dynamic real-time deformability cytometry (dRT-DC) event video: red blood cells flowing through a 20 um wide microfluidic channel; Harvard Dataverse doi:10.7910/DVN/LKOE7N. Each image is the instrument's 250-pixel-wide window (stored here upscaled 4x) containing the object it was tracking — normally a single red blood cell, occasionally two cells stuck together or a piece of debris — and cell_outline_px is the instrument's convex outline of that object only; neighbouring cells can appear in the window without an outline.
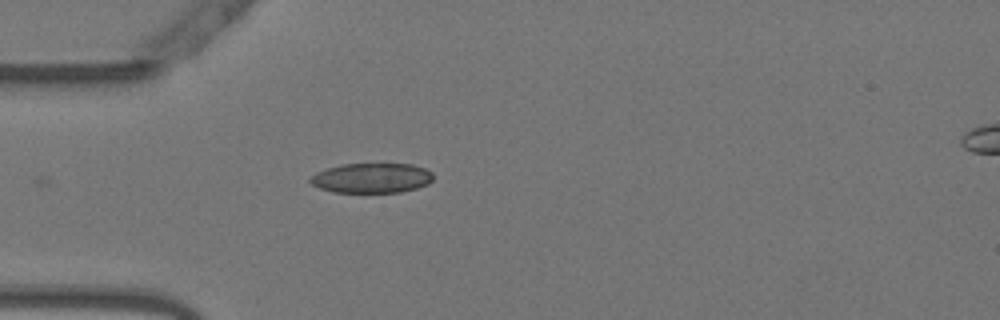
{"species": "Egyptian fruit bat (a non-hibernating species)", "species_latin": "Rousettus aegyptiacus", "temperature_condition": "warm", "stored_images_in_passage": 38, "camera_frame_rate_fps": 3000, "um_per_image_px": 0.085, "animal": {"sex": "female"}, "frame": {"image": 1, "passage_image": 1, "time_ms": 0.0, "image_size_px": [1000, 320], "cell_outline_px": [[432, 180], [428, 184], [416, 188], [400, 192], [332, 192], [320, 188], [312, 184], [308, 180], [308, 176], [316, 172], [328, 168], [344, 164], [412, 164], [424, 168], [432, 172]], "centroid_in_image_um": [31.56, 15.13], "position_along_channel_um": 53.4, "area_um2": 21.39}}
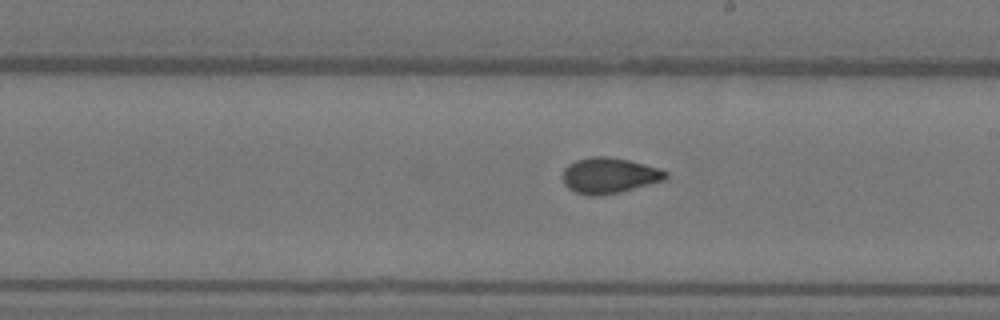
{"frame": {"image": 2, "passage_image": 16, "time_ms": 5.0, "image_size_px": [1000, 320], "cell_outline_px": [[668, 176], [664, 180], [620, 192], [600, 196], [588, 196], [576, 192], [568, 188], [564, 184], [564, 168], [568, 164], [576, 160], [592, 156], [608, 156], [628, 160], [660, 168], [668, 172]], "centroid_in_image_um": [51.78, 14.92], "position_along_channel_um": 237.2, "area_um2": 21.44}}
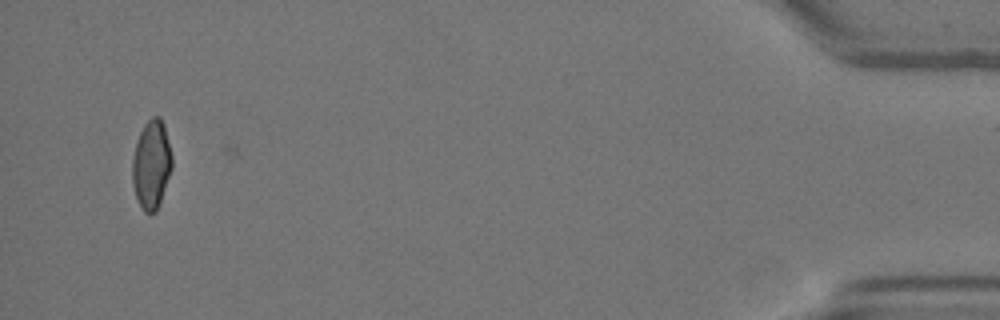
{"frame": {"image": 3, "passage_image": 37, "time_ms": 12.0, "image_size_px": [1000, 320], "cell_outline_px": [[172, 168], [156, 212], [144, 212], [140, 208], [132, 184], [132, 160], [136, 140], [144, 124], [152, 116], [160, 116], [164, 124], [172, 156]], "centroid_in_image_um": [12.86, 13.97], "position_along_channel_um": 422.3, "area_um2": 20.58}, "authors_computed_cell_mechanics": {"area_um2": 21.0103, "velocity_mm_per_s": 3.8207, "shape_relaxation_time_tau1_ms": null, "shape_relaxation_time_tau2_ms": 1.0717, "deformation_change_tau1": null, "deformation_change_tau2": 0.0608}}